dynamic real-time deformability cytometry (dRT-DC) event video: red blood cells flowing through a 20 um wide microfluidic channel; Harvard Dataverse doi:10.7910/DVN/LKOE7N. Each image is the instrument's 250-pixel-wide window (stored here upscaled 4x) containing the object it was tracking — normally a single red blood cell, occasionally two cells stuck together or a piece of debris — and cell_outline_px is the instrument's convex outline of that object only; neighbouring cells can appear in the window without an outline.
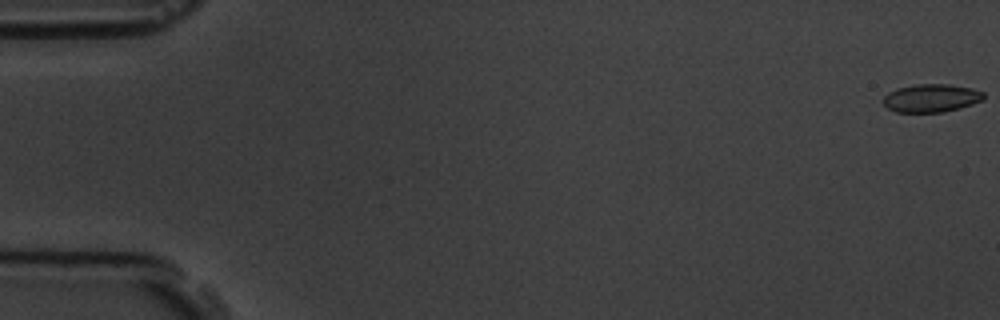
{"species": "common noctule bat (a hibernating species)", "species_latin": "Nyctalus noctula", "temperature_condition": "room temperature", "stored_images_in_passage": 6, "camera_frame_rate_fps": 3000, "um_per_image_px": 0.085, "animal": {"sex": "male", "body_mass_g": 19.5, "forearm_length_mm": 54.6}, "frame": {"image": 1, "passage_image": 1, "time_ms": 0.0, "image_size_px": [1000, 320], "cell_outline_px": [[984, 100], [960, 108], [944, 112], [896, 112], [888, 108], [884, 104], [884, 96], [888, 92], [896, 88], [912, 84], [948, 84], [972, 88], [984, 92]], "centroid_in_image_um": [79.16, 8.33], "position_along_channel_um": 5.8, "area_um2": 16.59}}
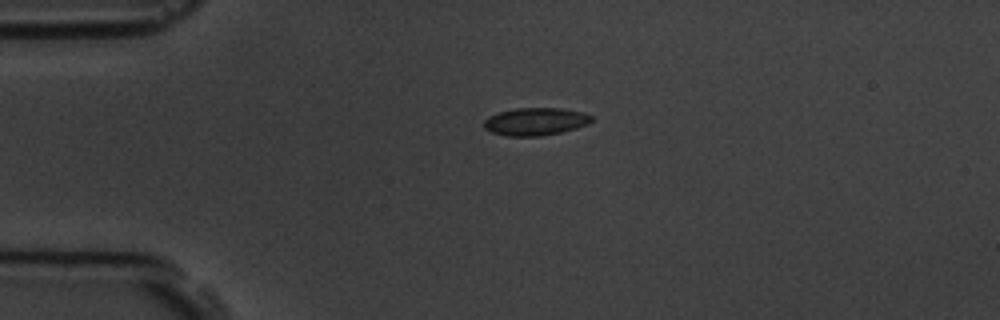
{"frame": {"image": 2, "passage_image": 5, "time_ms": 4.333, "image_size_px": [1000, 320], "cell_outline_px": [[592, 120], [588, 124], [576, 128], [560, 132], [540, 136], [504, 136], [492, 132], [484, 128], [484, 120], [488, 116], [500, 112], [516, 108], [560, 108], [584, 112], [592, 116]], "centroid_in_image_um": [45.51, 10.33], "position_along_channel_um": 39.5, "area_um2": 17.34}}